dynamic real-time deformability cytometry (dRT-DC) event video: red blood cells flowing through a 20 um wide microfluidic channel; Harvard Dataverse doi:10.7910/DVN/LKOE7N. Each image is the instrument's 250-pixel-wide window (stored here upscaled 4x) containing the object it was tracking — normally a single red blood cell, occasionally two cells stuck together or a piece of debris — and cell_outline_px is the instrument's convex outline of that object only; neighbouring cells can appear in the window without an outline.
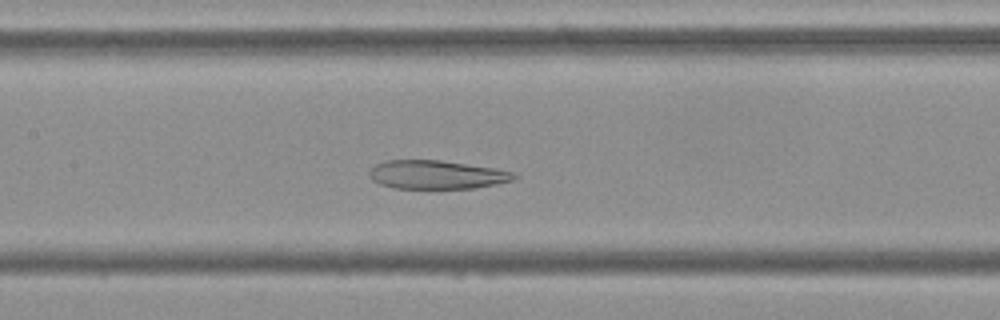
{"species": "Egyptian fruit bat (a non-hibernating species)", "species_latin": "Rousettus aegyptiacus", "temperature_condition": "cold", "stored_images_in_passage": 37, "camera_frame_rate_fps": 3000, "um_per_image_px": 0.085, "frame": {"image": 1, "passage_image": 9, "time_ms": 2.667, "image_size_px": [1000, 320], "cell_outline_px": [[520, 176], [512, 180], [496, 184], [472, 188], [396, 188], [380, 184], [372, 180], [368, 176], [368, 172], [376, 164], [388, 160], [440, 160], [496, 168], [512, 172]], "centroid_in_image_um": [37.11, 14.84], "position_along_channel_um": 170.3, "area_um2": 24.04}}
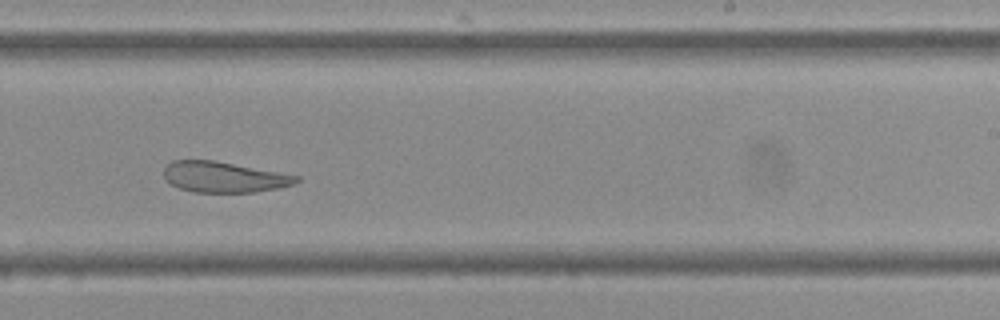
{"frame": {"image": 2, "passage_image": 17, "time_ms": 5.333, "image_size_px": [1000, 320], "cell_outline_px": [[300, 180], [292, 184], [276, 188], [256, 192], [192, 192], [180, 188], [172, 184], [164, 176], [164, 168], [172, 160], [212, 160], [300, 176]], "centroid_in_image_um": [19.02, 15.05], "position_along_channel_um": 270.0, "area_um2": 23.35}}
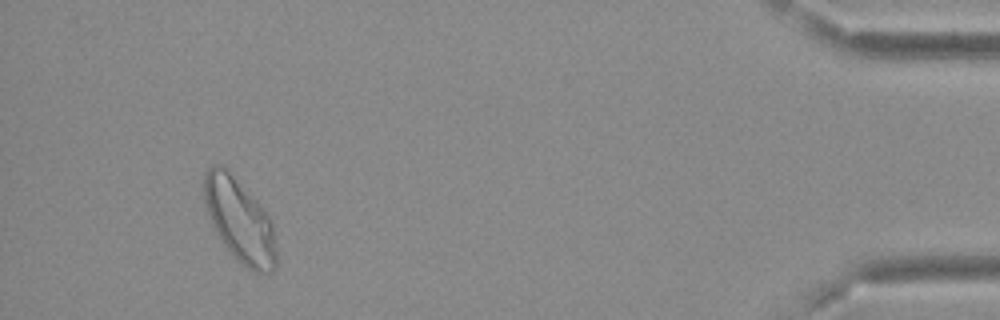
{"frame": {"image": 3, "passage_image": 34, "time_ms": 11.0, "image_size_px": [1000, 320], "cell_outline_px": [[276, 264], [272, 272], [252, 272], [236, 260], [224, 244], [212, 224], [204, 200], [204, 172], [212, 164], [220, 164], [228, 168], [260, 204], [268, 216], [272, 224], [276, 244]], "centroid_in_image_um": [20.36, 18.71], "position_along_channel_um": 414.8, "area_um2": 35.14}, "authors_computed_cell_mechanics": {"area_um2": 26.1256, "velocity_mm_per_s": 3.7478, "shape_relaxation_time_tau1_ms": null, "shape_relaxation_time_tau2_ms": 4.7254, "deformation_change_tau1": null, "deformation_change_tau2": 0.1094}}